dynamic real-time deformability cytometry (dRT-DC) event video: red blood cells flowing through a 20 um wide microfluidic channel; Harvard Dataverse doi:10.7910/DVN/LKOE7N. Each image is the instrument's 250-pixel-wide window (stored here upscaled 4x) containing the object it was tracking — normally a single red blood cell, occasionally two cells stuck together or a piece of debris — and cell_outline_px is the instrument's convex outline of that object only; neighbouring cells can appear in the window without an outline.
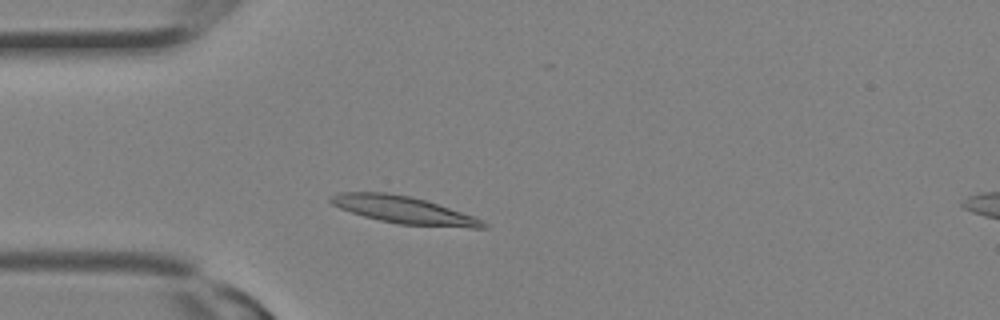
{"species": "Egyptian fruit bat (a non-hibernating species)", "species_latin": "Rousettus aegyptiacus", "temperature_condition": "room temperature", "stored_images_in_passage": 13, "camera_frame_rate_fps": 3000, "um_per_image_px": 0.085, "animal": {"sex": "female"}, "frame": {"image": 1, "passage_image": 3, "time_ms": 0.667, "image_size_px": [1000, 320], "cell_outline_px": [[488, 228], [468, 228], [400, 224], [380, 220], [364, 216], [340, 208], [332, 204], [328, 200], [328, 196], [340, 192], [388, 192], [428, 200], [472, 216], [488, 224]], "centroid_in_image_um": [34.3, 17.84], "position_along_channel_um": 50.7, "area_um2": 24.16}}
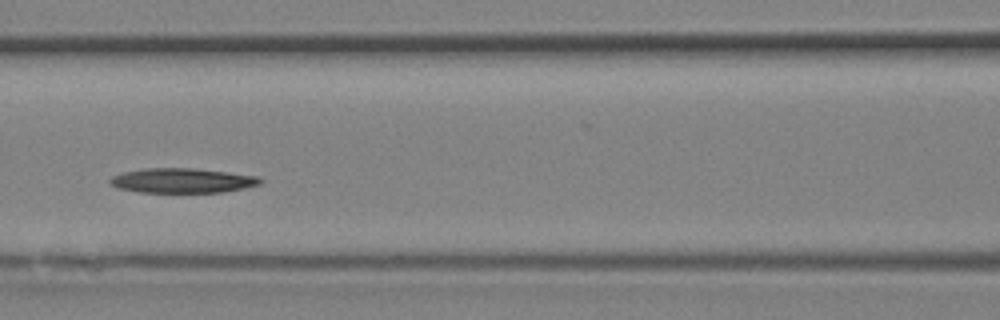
{"frame": {"image": 2, "passage_image": 8, "time_ms": 2.333, "image_size_px": [1000, 320], "cell_outline_px": [[264, 180], [260, 184], [244, 188], [220, 192], [140, 192], [116, 188], [108, 180], [112, 176], [124, 172], [144, 168], [192, 168], [228, 172], [260, 176]], "centroid_in_image_um": [15.51, 15.34], "position_along_channel_um": 151.1, "area_um2": 21.62}}
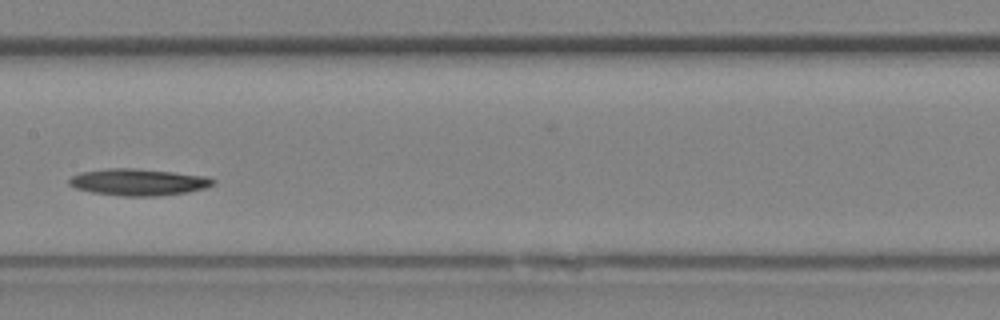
{"frame": {"image": 3, "passage_image": 10, "time_ms": 3.0, "image_size_px": [1000, 320], "cell_outline_px": [[216, 184], [204, 188], [188, 192], [156, 196], [124, 196], [92, 192], [76, 188], [68, 184], [68, 180], [72, 176], [80, 172], [108, 168], [132, 168], [172, 172], [208, 176], [216, 180]], "centroid_in_image_um": [11.78, 15.47], "position_along_channel_um": 195.6, "area_um2": 22.43}}